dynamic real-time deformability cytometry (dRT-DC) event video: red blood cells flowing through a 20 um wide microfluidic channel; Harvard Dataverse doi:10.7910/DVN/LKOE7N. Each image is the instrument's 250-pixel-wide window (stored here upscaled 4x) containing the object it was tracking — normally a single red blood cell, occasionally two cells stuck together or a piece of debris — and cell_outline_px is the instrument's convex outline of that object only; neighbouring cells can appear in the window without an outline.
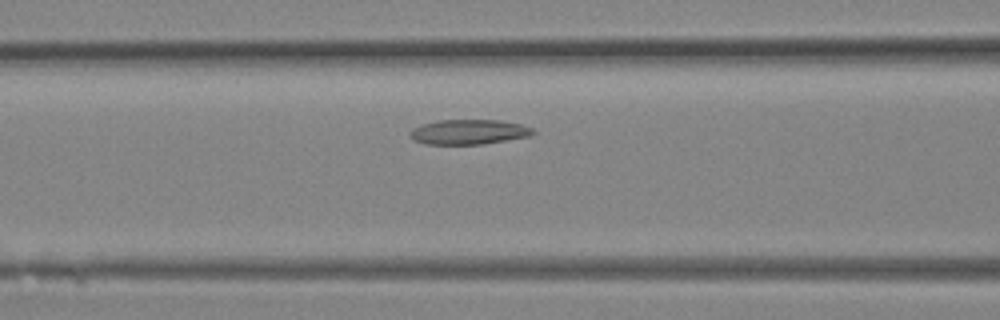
{"species": "Egyptian fruit bat (a non-hibernating species)", "species_latin": "Rousettus aegyptiacus", "temperature_condition": "room temperature", "stored_images_in_passage": 14, "camera_frame_rate_fps": 3000, "um_per_image_px": 0.085, "animal": {"sex": "female"}, "frame": {"image": 1, "passage_image": 6, "time_ms": 1.667, "image_size_px": [1000, 320], "cell_outline_px": [[536, 132], [528, 136], [480, 144], [424, 144], [412, 140], [412, 128], [420, 124], [440, 120], [500, 120], [520, 124], [532, 128]], "centroid_in_image_um": [39.81, 11.21], "position_along_channel_um": 126.8, "area_um2": 17.63}}
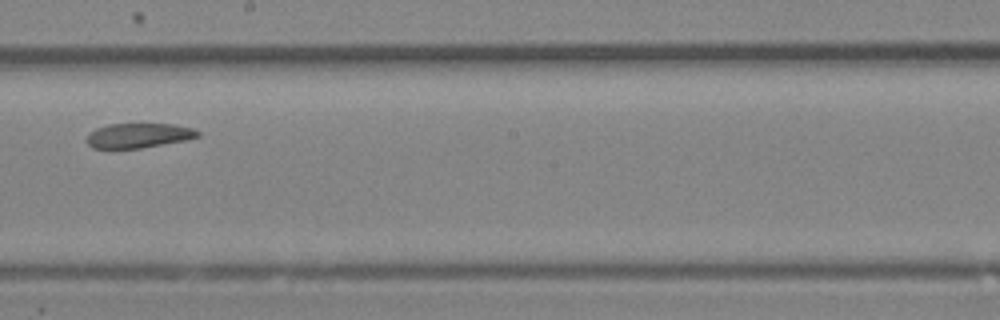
{"frame": {"image": 2, "passage_image": 11, "time_ms": 3.333, "image_size_px": [1000, 320], "cell_outline_px": [[200, 136], [184, 140], [140, 148], [92, 148], [84, 140], [96, 128], [108, 124], [172, 124], [192, 128], [200, 132]], "centroid_in_image_um": [11.76, 11.51], "position_along_channel_um": 236.4, "area_um2": 15.78}}
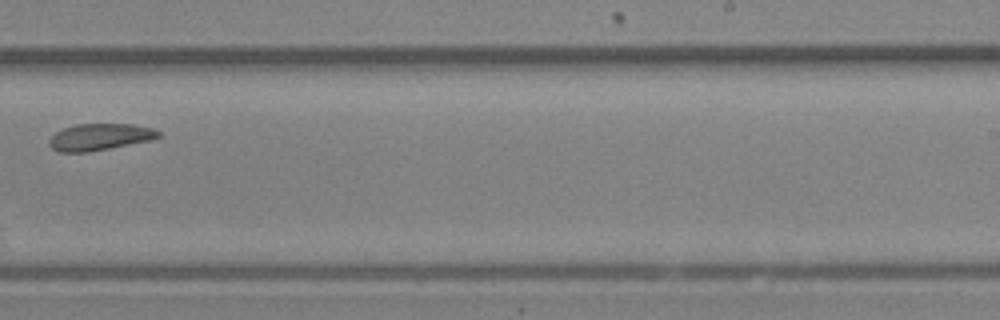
{"frame": {"image": 3, "passage_image": 13, "time_ms": 4.0, "image_size_px": [1000, 320], "cell_outline_px": [[160, 136], [152, 140], [88, 152], [60, 152], [52, 148], [48, 144], [48, 140], [56, 132], [64, 128], [76, 124], [132, 124], [152, 128], [160, 132]], "centroid_in_image_um": [8.47, 11.64], "position_along_channel_um": 280.5, "area_um2": 16.94}}